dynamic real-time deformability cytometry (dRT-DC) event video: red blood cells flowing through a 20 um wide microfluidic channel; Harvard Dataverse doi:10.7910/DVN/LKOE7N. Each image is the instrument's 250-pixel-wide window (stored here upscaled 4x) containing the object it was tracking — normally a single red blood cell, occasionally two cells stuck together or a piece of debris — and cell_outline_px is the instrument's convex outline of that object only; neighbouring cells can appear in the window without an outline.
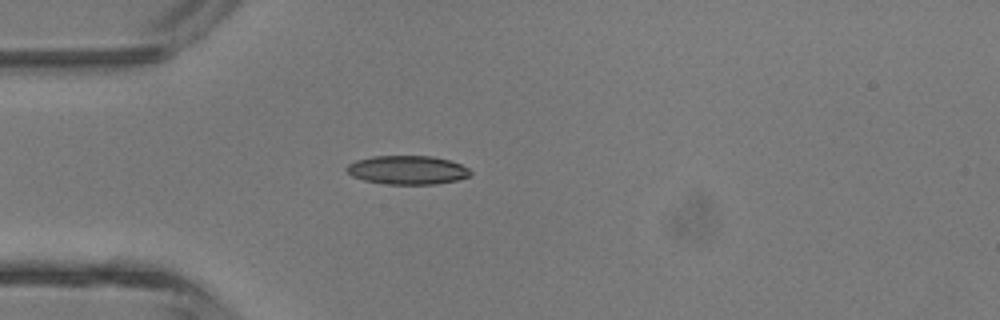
{"species": "common noctule bat (a hibernating species)", "species_latin": "Nyctalus noctula", "temperature_condition": "room temperature", "stored_images_in_passage": 3, "camera_frame_rate_fps": 3000, "um_per_image_px": 0.085, "animal": {"sex": "male", "body_mass_g": 13.3}, "frame": {"image": 1, "passage_image": 3, "time_ms": 2.333, "image_size_px": [1000, 320], "cell_outline_px": [[472, 176], [456, 180], [436, 184], [388, 184], [364, 180], [352, 176], [344, 168], [348, 164], [356, 160], [372, 156], [432, 156], [448, 160], [460, 164], [468, 168], [472, 172]], "centroid_in_image_um": [34.63, 14.45], "position_along_channel_um": 50.4, "area_um2": 20.75}}